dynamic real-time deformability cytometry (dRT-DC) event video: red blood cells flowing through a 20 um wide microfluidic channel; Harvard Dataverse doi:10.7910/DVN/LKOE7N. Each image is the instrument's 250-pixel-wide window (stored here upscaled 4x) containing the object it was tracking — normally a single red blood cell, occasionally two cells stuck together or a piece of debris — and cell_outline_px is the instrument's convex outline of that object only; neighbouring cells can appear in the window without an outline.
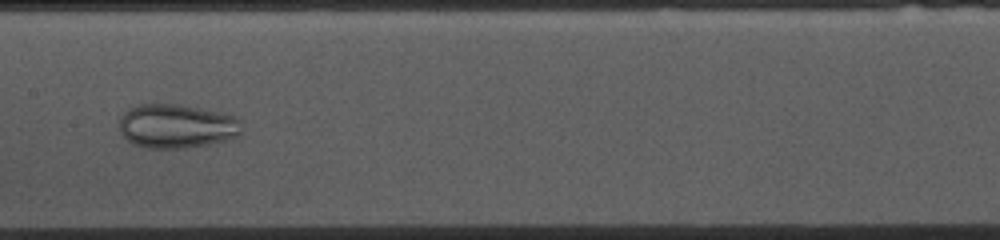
{"species": "common noctule bat (a hibernating species)", "species_latin": "Nyctalus noctula", "temperature_condition": "cold", "stored_images_in_passage": 53, "camera_frame_rate_fps": 3000, "um_per_image_px": 0.085, "animal": {"sex": "female", "body_mass_g": 10.0, "forearm_length_mm": 53.1}, "frame": {"image": 1, "passage_image": 25, "time_ms": 8.0, "image_size_px": [1000, 240], "cell_outline_px": [[240, 136], [208, 144], [184, 148], [148, 148], [132, 144], [120, 132], [120, 116], [128, 108], [136, 104], [184, 104], [220, 112], [236, 116], [240, 120]], "centroid_in_image_um": [15.0, 10.7], "position_along_channel_um": 192.4, "area_um2": 31.67}}
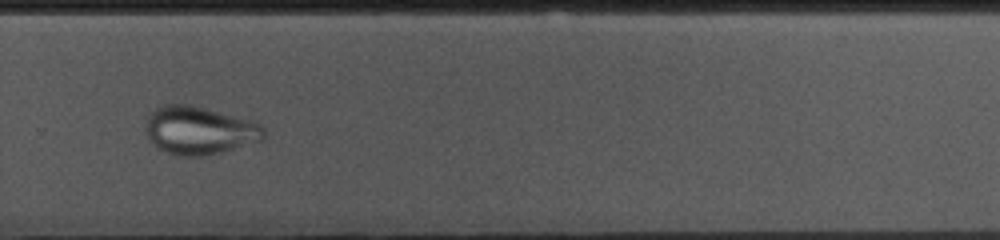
{"frame": {"image": 2, "passage_image": 35, "time_ms": 11.333, "image_size_px": [1000, 240], "cell_outline_px": [[264, 140], [220, 152], [204, 156], [180, 156], [168, 152], [152, 144], [144, 132], [144, 124], [148, 116], [156, 108], [164, 104], [192, 104], [252, 120], [260, 124], [264, 128]], "centroid_in_image_um": [16.92, 11.07], "position_along_channel_um": 312.9, "area_um2": 33.35}}
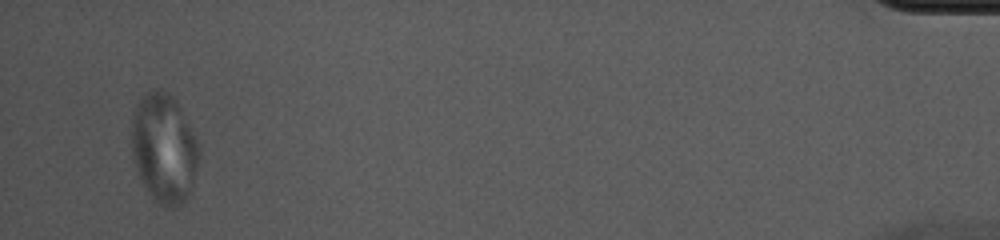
{"frame": {"image": 3, "passage_image": 51, "time_ms": 16.667, "image_size_px": [1000, 240], "cell_outline_px": [[200, 152], [192, 192], [176, 208], [172, 208], [160, 204], [152, 196], [144, 184], [136, 168], [132, 156], [132, 112], [136, 104], [148, 92], [156, 88], [164, 88], [176, 100], [196, 140]], "centroid_in_image_um": [13.94, 12.59], "position_along_channel_um": 421.3, "area_um2": 42.71}}